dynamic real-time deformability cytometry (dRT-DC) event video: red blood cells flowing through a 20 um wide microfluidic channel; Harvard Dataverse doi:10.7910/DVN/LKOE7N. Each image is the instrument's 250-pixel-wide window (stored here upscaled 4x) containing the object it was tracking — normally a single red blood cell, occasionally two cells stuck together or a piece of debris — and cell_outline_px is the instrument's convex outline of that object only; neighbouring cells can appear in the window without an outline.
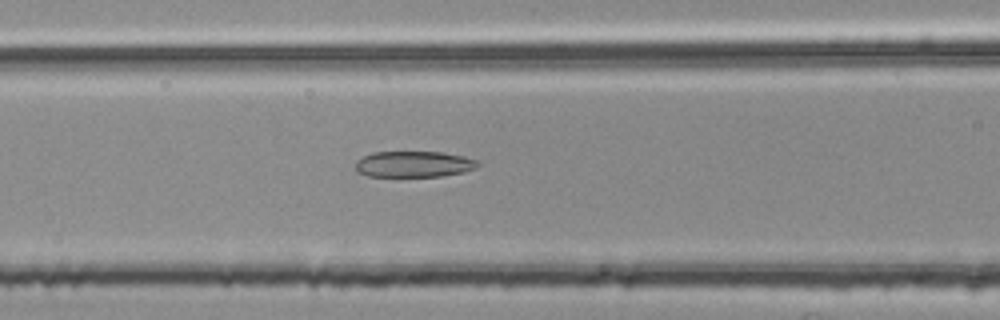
{"species": "common noctule bat (a hibernating species)", "species_latin": "Nyctalus noctula", "temperature_condition": "room temperature", "stored_images_in_passage": 41, "camera_frame_rate_fps": 3000, "um_per_image_px": 0.085, "animal": {"sex": "female", "body_mass_g": 25.1}, "frame": {"image": 1, "passage_image": 9, "time_ms": 2.667, "image_size_px": [1000, 320], "cell_outline_px": [[480, 164], [476, 168], [464, 172], [440, 176], [368, 176], [360, 172], [356, 168], [356, 160], [372, 152], [440, 152], [460, 156], [476, 160]], "centroid_in_image_um": [35.17, 13.95], "position_along_channel_um": 131.4, "area_um2": 18.32}}
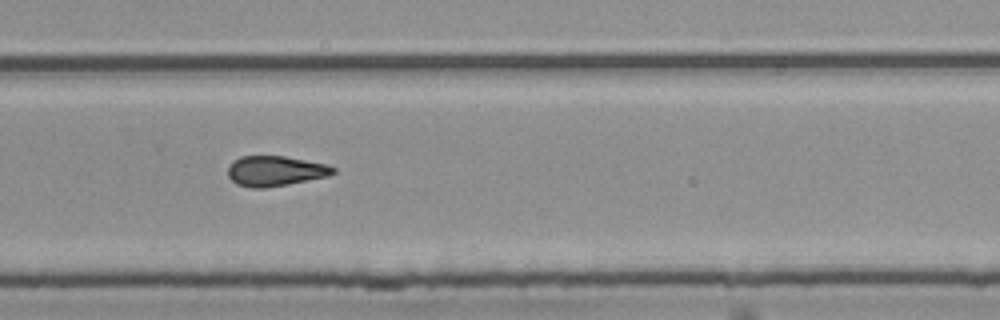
{"frame": {"image": 2, "passage_image": 23, "time_ms": 7.333, "image_size_px": [1000, 320], "cell_outline_px": [[336, 172], [328, 176], [288, 184], [264, 188], [252, 188], [236, 184], [228, 176], [228, 168], [232, 160], [240, 156], [284, 156], [328, 164], [336, 168]], "centroid_in_image_um": [23.39, 14.53], "position_along_channel_um": 306.4, "area_um2": 18.61}}
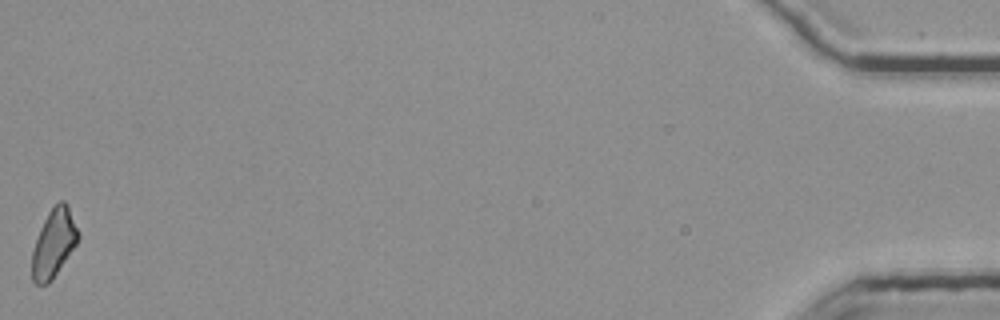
{"frame": {"image": 3, "passage_image": 41, "time_ms": 13.333, "image_size_px": [1000, 320], "cell_outline_px": [[80, 236], [76, 244], [52, 280], [48, 284], [36, 284], [32, 280], [32, 252], [40, 228], [48, 212], [60, 200], [64, 200], [68, 204], [80, 232]], "centroid_in_image_um": [4.59, 20.65], "position_along_channel_um": 430.6, "area_um2": 18.32}, "authors_computed_cell_mechanics": {"area_um2": 18.6116, "velocity_mm_per_s": 3.7638, "shape_relaxation_time_tau1_ms": null, "shape_relaxation_time_tau2_ms": 5.5213, "deformation_change_tau1": null, "deformation_change_tau2": 0.1581}}